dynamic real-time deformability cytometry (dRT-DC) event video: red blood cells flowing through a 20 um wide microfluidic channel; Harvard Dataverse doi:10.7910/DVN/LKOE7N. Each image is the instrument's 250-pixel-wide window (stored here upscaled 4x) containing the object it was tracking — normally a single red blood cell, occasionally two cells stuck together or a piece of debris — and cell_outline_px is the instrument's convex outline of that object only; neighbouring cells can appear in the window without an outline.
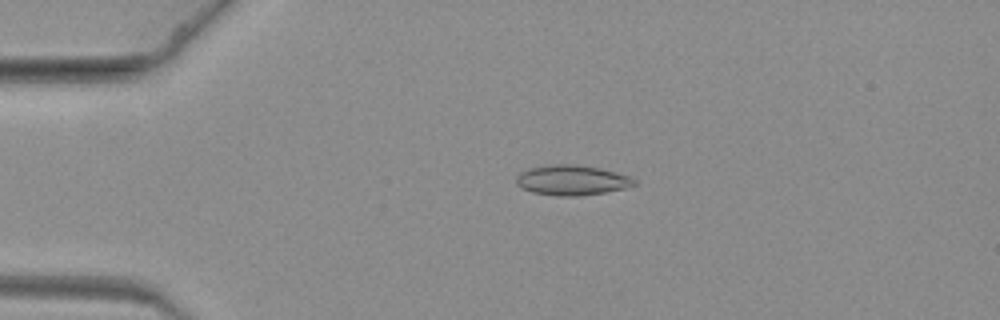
{"species": "common noctule bat (a hibernating species)", "species_latin": "Nyctalus noctula", "temperature_condition": "warm", "stored_images_in_passage": 64, "camera_frame_rate_fps": 3000, "um_per_image_px": 0.085, "animal": {"sex": "female", "body_mass_g": 19.3, "forearm_length_mm": 54.1}, "frame": {"image": 1, "passage_image": 14, "time_ms": 4.333, "image_size_px": [1000, 320], "cell_outline_px": [[636, 184], [624, 188], [604, 192], [580, 196], [556, 196], [532, 192], [516, 184], [516, 176], [520, 172], [528, 168], [552, 164], [576, 164], [600, 168], [628, 176], [636, 180]], "centroid_in_image_um": [48.57, 15.31], "position_along_channel_um": 36.4, "area_um2": 20.63}}
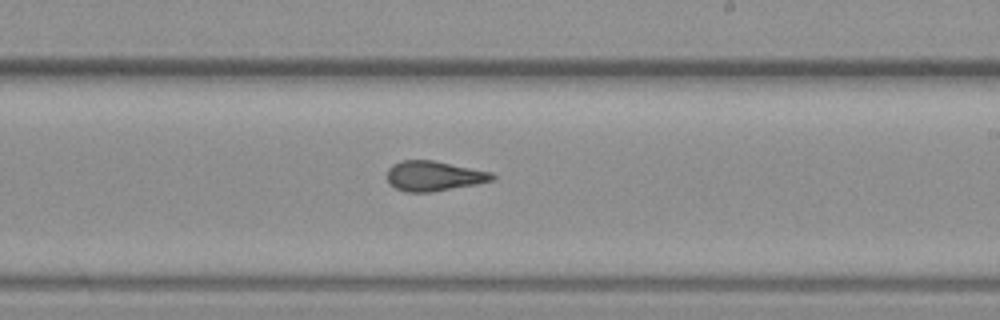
{"frame": {"image": 2, "passage_image": 38, "time_ms": 12.333, "image_size_px": [1000, 320], "cell_outline_px": [[496, 176], [492, 180], [476, 184], [432, 192], [404, 192], [396, 188], [388, 180], [388, 168], [392, 164], [400, 160], [432, 160], [492, 172]], "centroid_in_image_um": [36.87, 14.95], "position_along_channel_um": 252.1, "area_um2": 18.26}}
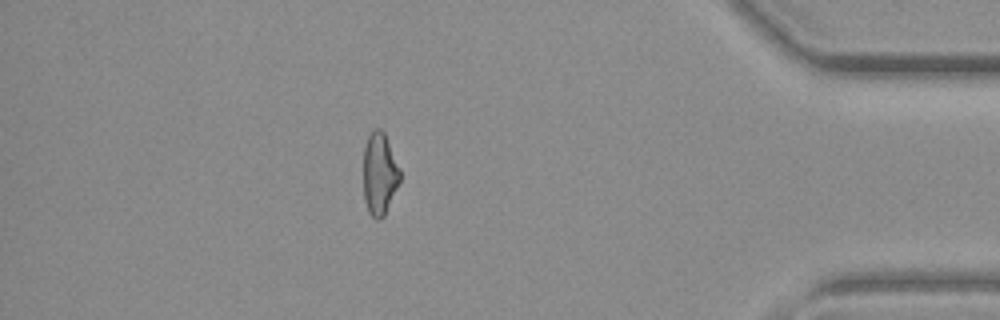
{"frame": {"image": 3, "passage_image": 56, "time_ms": 18.333, "image_size_px": [1000, 320], "cell_outline_px": [[400, 180], [384, 216], [380, 220], [376, 220], [368, 212], [364, 200], [364, 144], [372, 128], [380, 128], [384, 132], [400, 168]], "centroid_in_image_um": [32.25, 14.76], "position_along_channel_um": 403.0, "area_um2": 17.63}}